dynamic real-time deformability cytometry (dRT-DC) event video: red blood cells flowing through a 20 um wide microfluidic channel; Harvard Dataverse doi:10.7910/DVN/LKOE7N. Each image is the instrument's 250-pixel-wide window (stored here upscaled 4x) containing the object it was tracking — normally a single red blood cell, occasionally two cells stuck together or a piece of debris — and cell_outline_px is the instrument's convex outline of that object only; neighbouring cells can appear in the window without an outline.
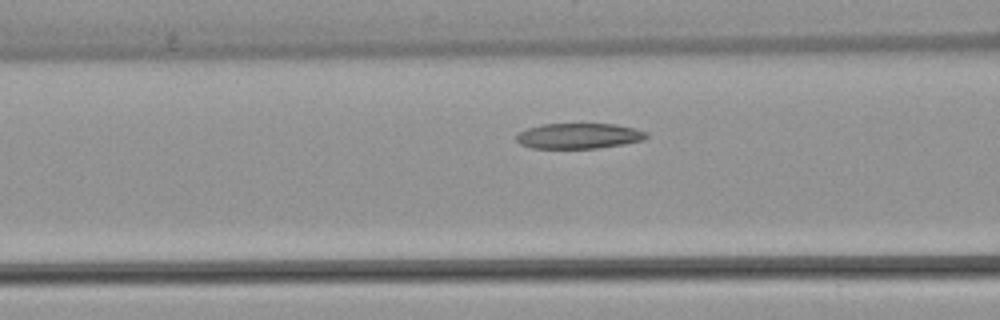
{"species": "common noctule bat (a hibernating species)", "species_latin": "Nyctalus noctula", "temperature_condition": "warm", "stored_images_in_passage": 29, "camera_frame_rate_fps": 3000, "um_per_image_px": 0.085, "animal": {"sex": "female", "body_mass_g": 22.7, "forearm_length_mm": 54.2}, "frame": {"image": 1, "passage_image": 9, "time_ms": 2.667, "image_size_px": [1000, 320], "cell_outline_px": [[648, 136], [644, 140], [624, 144], [596, 148], [532, 148], [520, 144], [516, 140], [516, 136], [520, 132], [528, 128], [544, 124], [616, 124], [636, 128], [648, 132]], "centroid_in_image_um": [49.24, 11.55], "position_along_channel_um": 117.4, "area_um2": 19.31}}
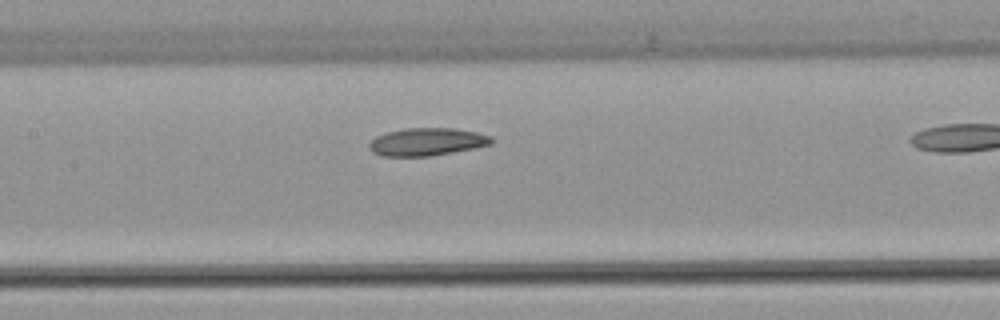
{"frame": {"image": 2, "passage_image": 13, "time_ms": 4.0, "image_size_px": [1000, 320], "cell_outline_px": [[492, 144], [472, 148], [428, 156], [380, 156], [372, 152], [368, 148], [368, 144], [376, 136], [388, 132], [408, 128], [456, 128], [476, 132], [492, 136]], "centroid_in_image_um": [36.26, 12.05], "position_along_channel_um": 171.1, "area_um2": 19.59}}